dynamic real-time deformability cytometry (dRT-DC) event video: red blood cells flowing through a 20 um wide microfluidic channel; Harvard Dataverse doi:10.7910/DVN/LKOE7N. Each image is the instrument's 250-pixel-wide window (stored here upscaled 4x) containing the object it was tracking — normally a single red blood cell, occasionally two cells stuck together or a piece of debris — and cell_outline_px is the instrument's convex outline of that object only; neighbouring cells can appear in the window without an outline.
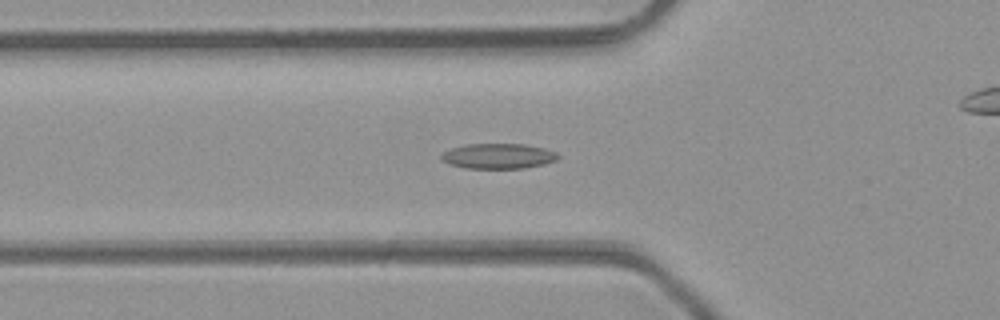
{"species": "common noctule bat (a hibernating species)", "species_latin": "Nyctalus noctula", "temperature_condition": "room temperature", "stored_images_in_passage": 29, "camera_frame_rate_fps": 3000, "um_per_image_px": 0.085, "animal": {"sex": "male", "body_mass_g": 23.1, "forearm_length_mm": 52.7}, "frame": {"image": 1, "passage_image": 3, "time_ms": 0.667, "image_size_px": [1000, 320], "cell_outline_px": [[560, 156], [556, 160], [544, 164], [524, 168], [468, 168], [448, 164], [440, 160], [440, 156], [444, 152], [452, 148], [464, 144], [524, 144], [544, 148], [556, 152]], "centroid_in_image_um": [42.34, 13.26], "position_along_channel_um": 83.5, "area_um2": 17.17}}
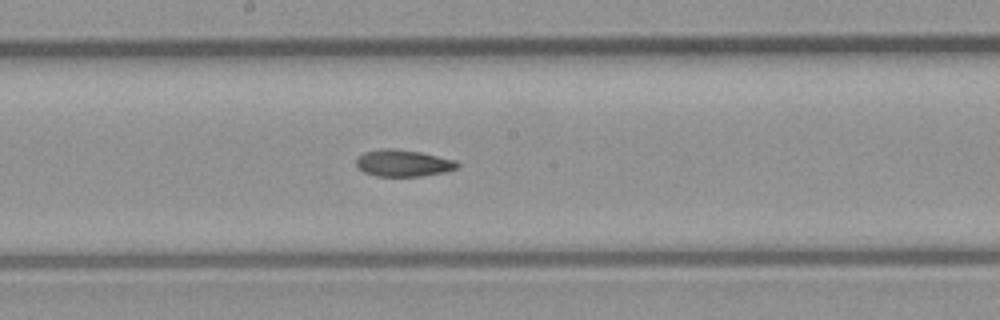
{"frame": {"image": 2, "passage_image": 12, "time_ms": 3.667, "image_size_px": [1000, 320], "cell_outline_px": [[460, 164], [456, 168], [444, 172], [420, 176], [376, 176], [364, 172], [356, 164], [356, 160], [364, 152], [384, 148], [392, 148], [420, 152], [456, 160]], "centroid_in_image_um": [34.28, 13.86], "position_along_channel_um": 213.9, "area_um2": 15.61}}
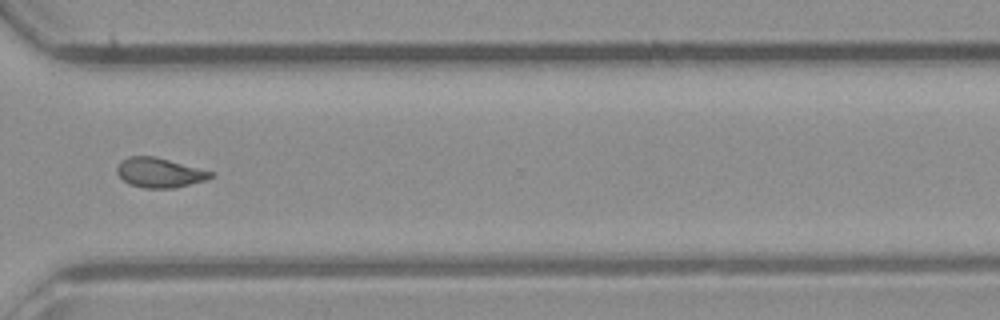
{"frame": {"image": 3, "passage_image": 22, "time_ms": 7.0, "image_size_px": [1000, 320], "cell_outline_px": [[216, 176], [204, 180], [176, 188], [144, 188], [128, 184], [116, 172], [116, 168], [120, 160], [128, 156], [156, 156], [212, 172]], "centroid_in_image_um": [13.52, 14.67], "position_along_channel_um": 357.1, "area_um2": 16.24}, "authors_computed_cell_mechanics": {"area_um2": 16.0684, "velocity_mm_per_s": 4.3008, "shape_relaxation_time_tau1_ms": 9.5011, "shape_relaxation_time_tau2_ms": 3.4892, "deformation_change_tau1": 0.2029, "deformation_change_tau2": 0.1043}}